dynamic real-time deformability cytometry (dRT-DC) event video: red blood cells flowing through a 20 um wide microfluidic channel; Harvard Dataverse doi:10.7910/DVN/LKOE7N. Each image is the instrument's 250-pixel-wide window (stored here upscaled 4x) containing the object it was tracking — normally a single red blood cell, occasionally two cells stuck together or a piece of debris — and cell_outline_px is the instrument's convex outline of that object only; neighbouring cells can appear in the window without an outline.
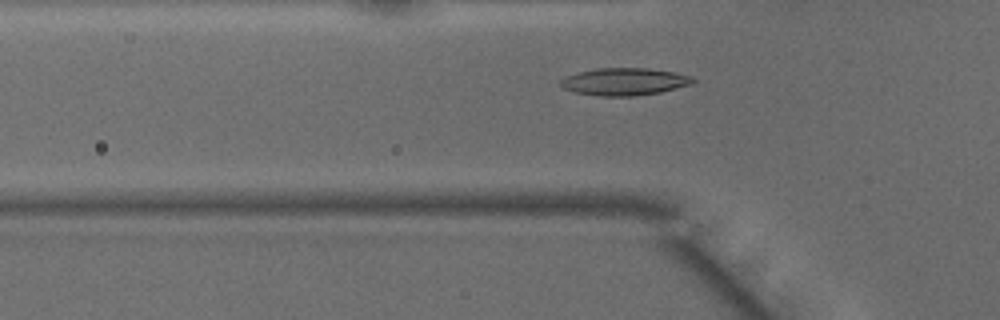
{"species": "common noctule bat (a hibernating species)", "species_latin": "Nyctalus noctula", "temperature_condition": "warm", "stored_images_in_passage": 42, "camera_frame_rate_fps": 3000, "um_per_image_px": 0.085, "animal": {"sex": "male", "body_mass_g": 15.6}, "frame": {"image": 1, "passage_image": 9, "time_ms": 2.667, "image_size_px": [1000, 320], "cell_outline_px": [[696, 80], [692, 84], [660, 92], [632, 96], [600, 96], [576, 92], [564, 88], [560, 84], [560, 80], [568, 76], [580, 72], [596, 68], [648, 68], [672, 72], [692, 76]], "centroid_in_image_um": [53.1, 6.94], "position_along_channel_um": 72.7, "area_um2": 20.87}}
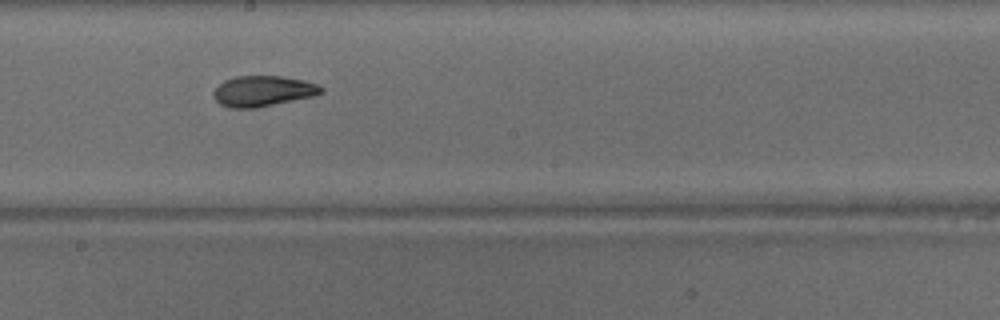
{"frame": {"image": 2, "passage_image": 20, "time_ms": 6.333, "image_size_px": [1000, 320], "cell_outline_px": [[324, 92], [312, 96], [256, 108], [228, 108], [220, 104], [212, 96], [212, 92], [224, 80], [236, 76], [280, 76], [304, 80], [316, 84], [324, 88]], "centroid_in_image_um": [22.32, 7.74], "position_along_channel_um": 225.9, "area_um2": 19.19}}
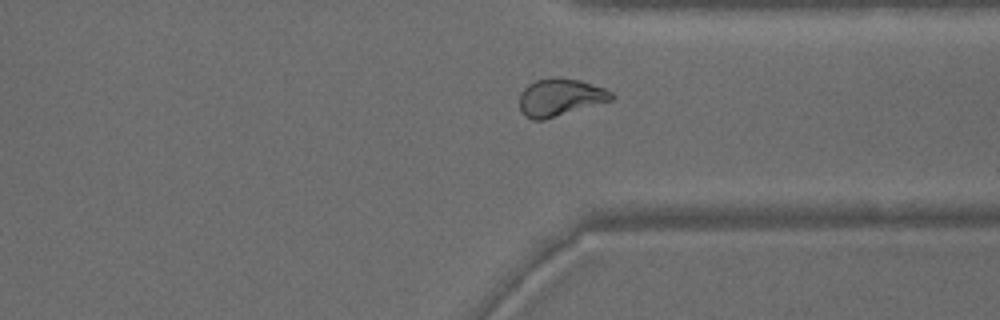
{"frame": {"image": 3, "passage_image": 30, "time_ms": 9.667, "image_size_px": [1000, 320], "cell_outline_px": [[616, 96], [612, 100], [544, 120], [532, 120], [524, 116], [520, 108], [520, 92], [528, 84], [536, 80], [552, 76], [580, 80], [604, 88], [612, 92]], "centroid_in_image_um": [47.6, 8.27], "position_along_channel_um": 363.8, "area_um2": 20.23}, "authors_computed_cell_mechanics": {"area_um2": 19.652, "velocity_mm_per_s": 4.1473, "shape_relaxation_time_tau1_ms": 5.9162, "shape_relaxation_time_tau2_ms": 2.3599, "deformation_change_tau1": 0.1982, "deformation_change_tau2": 0.0759}}